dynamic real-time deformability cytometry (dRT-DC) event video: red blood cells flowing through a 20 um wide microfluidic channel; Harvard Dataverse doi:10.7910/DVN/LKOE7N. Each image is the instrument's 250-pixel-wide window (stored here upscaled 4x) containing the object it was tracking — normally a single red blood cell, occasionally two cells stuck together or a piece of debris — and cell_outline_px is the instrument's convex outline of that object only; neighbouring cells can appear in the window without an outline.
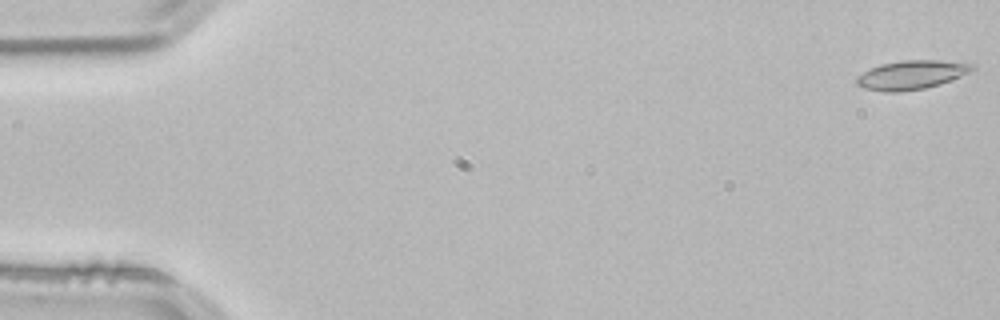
{"species": "common noctule bat (a hibernating species)", "species_latin": "Nyctalus noctula", "temperature_condition": "room temperature", "stored_images_in_passage": 53, "camera_frame_rate_fps": 3000, "um_per_image_px": 0.085, "animal": {"sex": "male", "body_mass_g": 21.5, "forearm_length_mm": 52.0}, "frame": {"image": 1, "passage_image": 1, "time_ms": 0.0, "image_size_px": [1000, 320], "cell_outline_px": [[976, 68], [960, 76], [940, 84], [924, 88], [900, 92], [884, 92], [864, 88], [856, 84], [856, 76], [880, 64], [900, 60], [936, 60], [972, 64]], "centroid_in_image_um": [77.43, 6.37], "position_along_channel_um": 7.6, "area_um2": 19.31}}
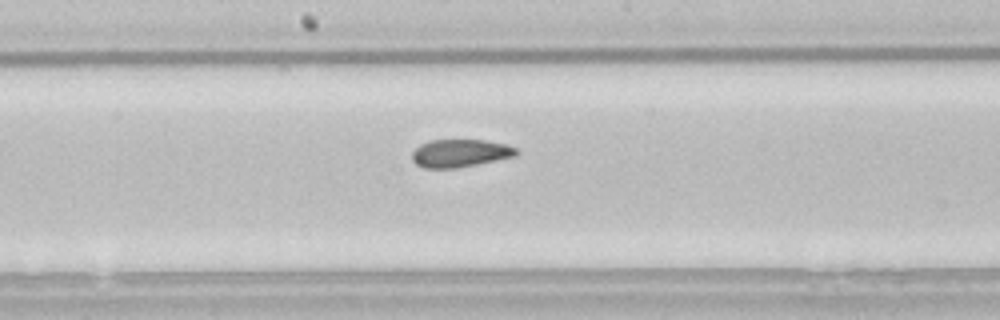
{"frame": {"image": 2, "passage_image": 28, "time_ms": 9.0, "image_size_px": [1000, 320], "cell_outline_px": [[520, 152], [516, 156], [456, 168], [424, 168], [416, 164], [412, 160], [412, 152], [420, 144], [432, 140], [484, 140], [508, 144], [516, 148]], "centroid_in_image_um": [39.12, 13.02], "position_along_channel_um": 209.1, "area_um2": 16.94}}
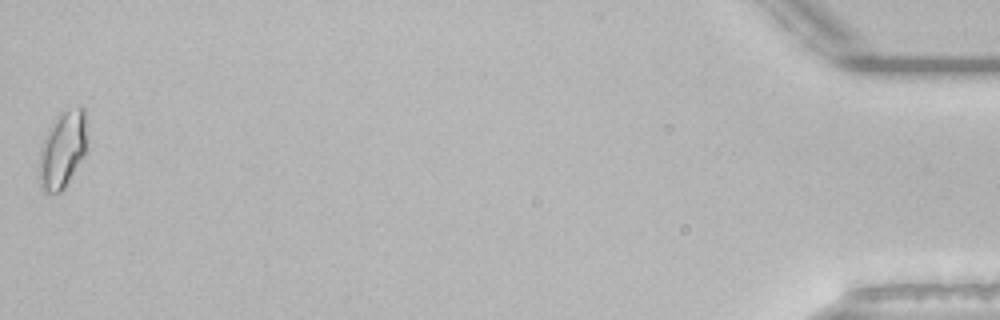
{"frame": {"image": 3, "passage_image": 53, "time_ms": 17.333, "image_size_px": [1000, 320], "cell_outline_px": [[88, 152], [64, 188], [60, 192], [44, 192], [40, 188], [40, 148], [44, 136], [48, 128], [56, 116], [60, 112], [68, 108], [84, 108], [88, 148]], "centroid_in_image_um": [5.35, 12.7], "position_along_channel_um": 429.9, "area_um2": 21.85}, "authors_computed_cell_mechanics": {"area_um2": 17.8024, "velocity_mm_per_s": 3.8331, "shape_relaxation_time_tau1_ms": 11.0857, "shape_relaxation_time_tau2_ms": 2.7284, "deformation_change_tau1": 0.1832, "deformation_change_tau2": 0.0779}}